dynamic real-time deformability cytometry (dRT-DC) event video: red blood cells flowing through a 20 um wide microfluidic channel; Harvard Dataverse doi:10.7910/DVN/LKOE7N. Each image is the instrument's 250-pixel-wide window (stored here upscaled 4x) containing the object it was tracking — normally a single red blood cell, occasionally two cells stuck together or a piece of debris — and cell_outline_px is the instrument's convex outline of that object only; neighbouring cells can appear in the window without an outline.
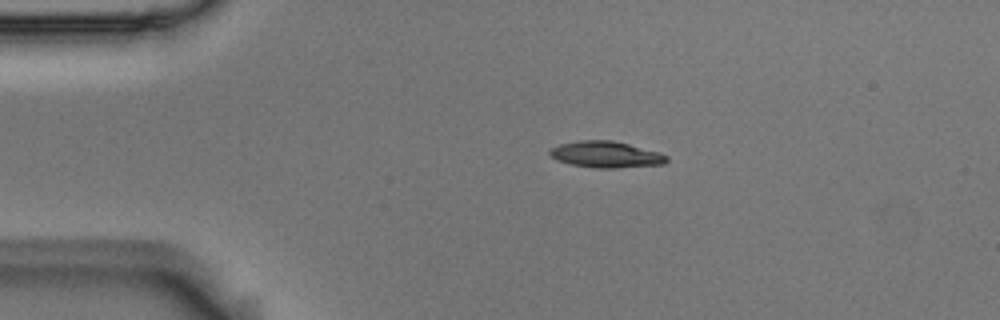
{"species": "Egyptian fruit bat (a non-hibernating species)", "species_latin": "Rousettus aegyptiacus", "temperature_condition": "room temperature", "stored_images_in_passage": 44, "camera_frame_rate_fps": 3000, "um_per_image_px": 0.085, "animal": {"sex": "male"}, "frame": {"image": 1, "passage_image": 1, "time_ms": 0.0, "image_size_px": [1000, 320], "cell_outline_px": [[668, 160], [664, 164], [616, 168], [596, 168], [572, 164], [556, 160], [548, 152], [552, 148], [560, 144], [580, 140], [612, 140], [660, 152], [668, 156]], "centroid_in_image_um": [51.53, 13.13], "position_along_channel_um": 33.5, "area_um2": 17.86}}
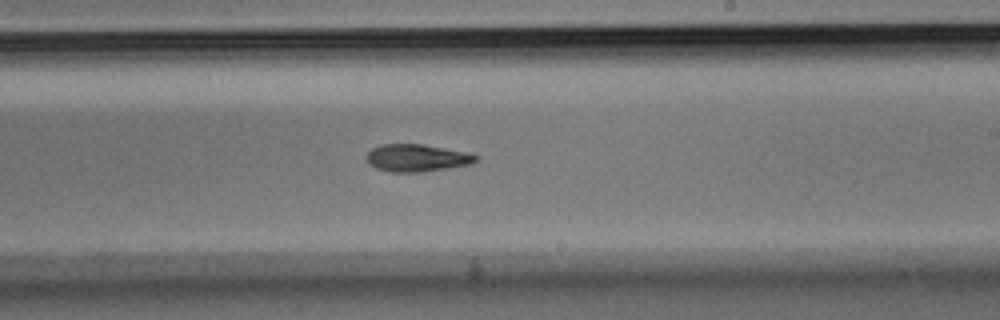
{"frame": {"image": 2, "passage_image": 22, "time_ms": 7.0, "image_size_px": [1000, 320], "cell_outline_px": [[480, 160], [472, 164], [448, 168], [420, 172], [392, 172], [376, 168], [368, 164], [364, 156], [372, 148], [384, 144], [420, 144], [464, 152], [480, 156]], "centroid_in_image_um": [35.42, 13.43], "position_along_channel_um": 253.6, "area_um2": 17.46}}
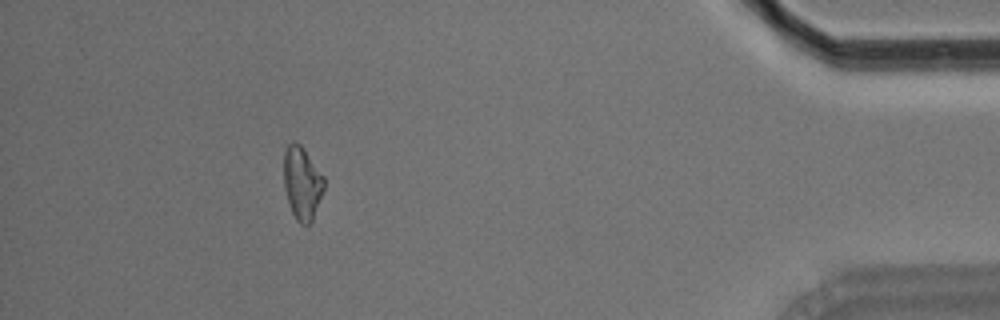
{"frame": {"image": 3, "passage_image": 39, "time_ms": 12.667, "image_size_px": [1000, 320], "cell_outline_px": [[324, 188], [312, 220], [308, 224], [300, 224], [296, 220], [292, 212], [284, 188], [284, 152], [288, 144], [292, 140], [300, 144], [324, 176]], "centroid_in_image_um": [25.67, 15.54], "position_along_channel_um": 409.5, "area_um2": 16.94}, "authors_computed_cell_mechanics": {"area_um2": 17.5712, "velocity_mm_per_s": 3.7223, "shape_relaxation_time_tau1_ms": 5.6333, "shape_relaxation_time_tau2_ms": 9.8944, "deformation_change_tau1": 0.1515, "deformation_change_tau2": 0.1921}}